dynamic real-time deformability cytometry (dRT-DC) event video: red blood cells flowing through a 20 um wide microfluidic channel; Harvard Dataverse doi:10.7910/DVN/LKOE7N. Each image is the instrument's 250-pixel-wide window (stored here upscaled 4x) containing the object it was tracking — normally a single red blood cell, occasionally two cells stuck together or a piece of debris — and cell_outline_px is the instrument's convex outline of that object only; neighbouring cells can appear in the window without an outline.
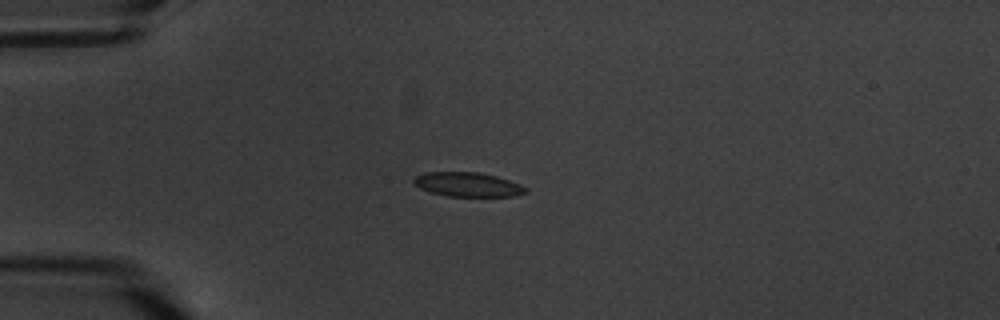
{"species": "common noctule bat (a hibernating species)", "species_latin": "Nyctalus noctula", "temperature_condition": "warm", "stored_images_in_passage": 4, "camera_frame_rate_fps": 3000, "um_per_image_px": 0.085, "animal": {"sex": "male", "body_mass_g": 20.1, "forearm_length_mm": 53.5}, "frame": {"image": 1, "passage_image": 4, "time_ms": 3.667, "image_size_px": [1000, 320], "cell_outline_px": [[528, 192], [516, 196], [448, 196], [432, 192], [420, 188], [412, 180], [416, 176], [424, 172], [480, 172], [496, 176], [508, 180], [528, 188]], "centroid_in_image_um": [39.78, 15.68], "position_along_channel_um": 45.2, "area_um2": 15.72}}